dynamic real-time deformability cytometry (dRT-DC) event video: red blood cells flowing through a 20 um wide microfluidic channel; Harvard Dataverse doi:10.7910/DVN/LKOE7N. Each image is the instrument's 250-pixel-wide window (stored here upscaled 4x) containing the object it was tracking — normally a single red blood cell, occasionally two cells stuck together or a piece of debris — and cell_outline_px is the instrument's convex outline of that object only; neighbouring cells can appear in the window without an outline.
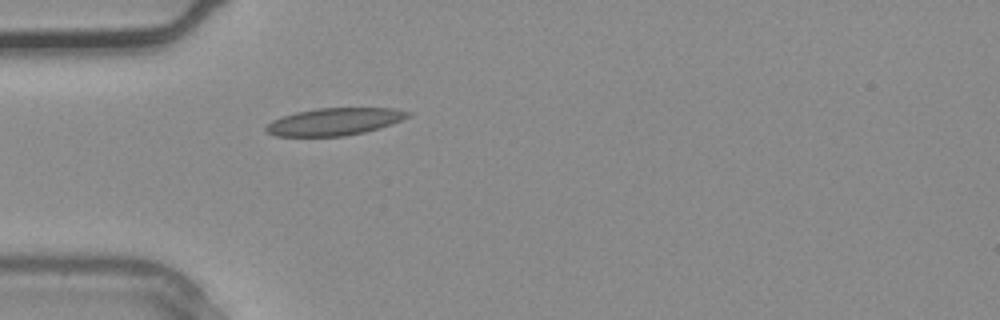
{"species": "common noctule bat (a hibernating species)", "species_latin": "Nyctalus noctula", "temperature_condition": "warm", "stored_images_in_passage": 1, "camera_frame_rate_fps": 3000, "um_per_image_px": 0.085, "animal": {"sex": "male", "body_mass_g": 20.4}, "frame": {"image": 1, "passage_image": 1, "time_ms": 0.0, "image_size_px": [1000, 320], "cell_outline_px": [[412, 116], [392, 124], [380, 128], [364, 132], [344, 136], [276, 136], [268, 132], [264, 128], [272, 120], [280, 116], [296, 112], [316, 108], [396, 108], [412, 112]], "centroid_in_image_um": [28.47, 10.33], "position_along_channel_um": 56.5, "area_um2": 22.77}}